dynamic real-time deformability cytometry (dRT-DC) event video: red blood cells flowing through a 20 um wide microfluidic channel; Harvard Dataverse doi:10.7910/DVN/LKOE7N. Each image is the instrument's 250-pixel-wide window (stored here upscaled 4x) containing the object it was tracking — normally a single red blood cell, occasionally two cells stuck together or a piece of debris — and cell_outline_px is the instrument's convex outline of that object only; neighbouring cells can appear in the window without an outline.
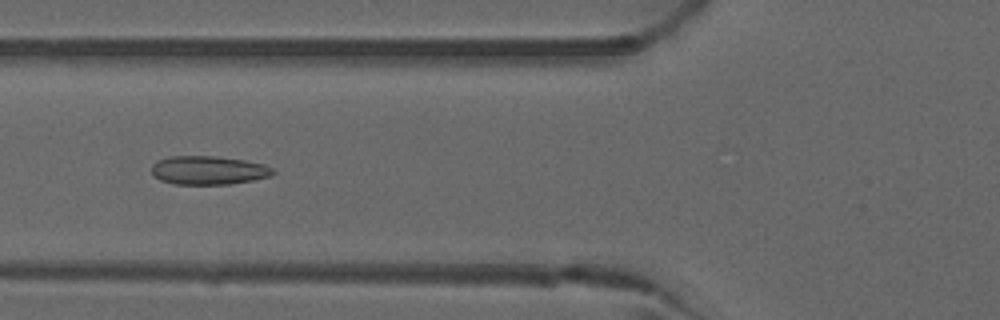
{"species": "common noctule bat (a hibernating species)", "species_latin": "Nyctalus noctula", "temperature_condition": "warm", "stored_images_in_passage": 39, "camera_frame_rate_fps": 3000, "um_per_image_px": 0.085, "animal": {"sex": "male", "forearm_length_mm": 52.5}, "frame": {"image": 1, "passage_image": 15, "time_ms": 4.667, "image_size_px": [1000, 320], "cell_outline_px": [[276, 172], [272, 176], [232, 184], [176, 184], [160, 180], [152, 176], [152, 164], [156, 160], [168, 156], [216, 156], [244, 160], [264, 164], [272, 168]], "centroid_in_image_um": [17.7, 14.47], "position_along_channel_um": 108.1, "area_um2": 20.46}}
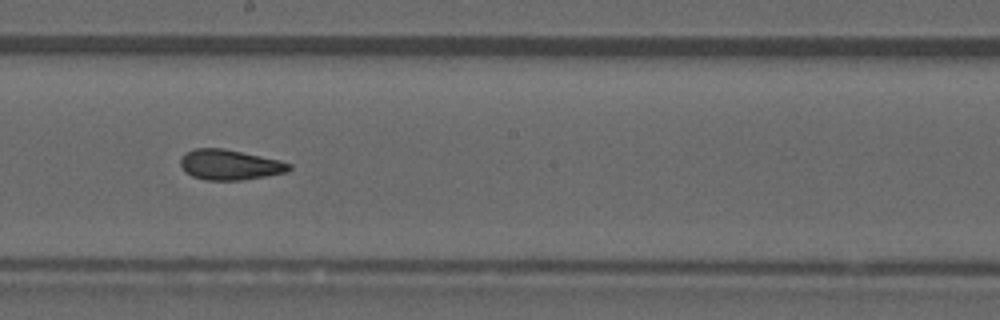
{"frame": {"image": 2, "passage_image": 24, "time_ms": 7.667, "image_size_px": [1000, 320], "cell_outline_px": [[292, 168], [288, 172], [240, 180], [204, 180], [192, 176], [180, 164], [180, 160], [188, 152], [196, 148], [224, 148], [280, 160], [292, 164]], "centroid_in_image_um": [19.58, 14.0], "position_along_channel_um": 228.6, "area_um2": 18.96}}
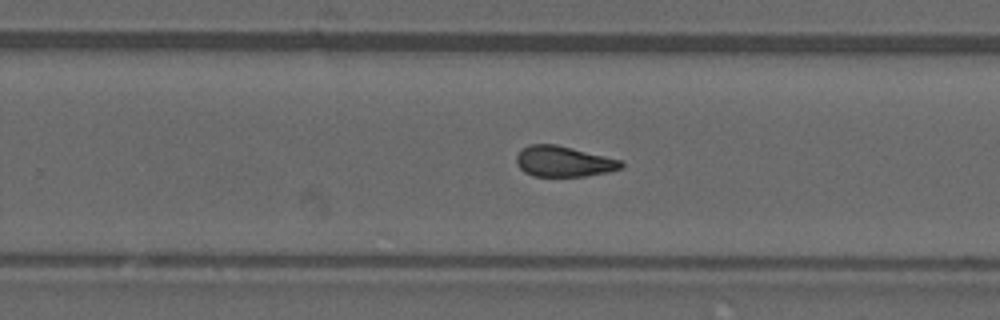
{"frame": {"image": 3, "passage_image": 28, "time_ms": 9.0, "image_size_px": [1000, 320], "cell_outline_px": [[624, 164], [620, 168], [608, 172], [584, 176], [532, 176], [524, 172], [516, 164], [516, 156], [528, 144], [556, 144], [620, 160]], "centroid_in_image_um": [47.86, 13.73], "position_along_channel_um": 281.9, "area_um2": 18.5}, "authors_computed_cell_mechanics": {"area_um2": 19.4208, "velocity_mm_per_s": 4.0214, "shape_relaxation_time_tau1_ms": null, "shape_relaxation_time_tau2_ms": 2.5499, "deformation_change_tau1": null, "deformation_change_tau2": 0.0833}}